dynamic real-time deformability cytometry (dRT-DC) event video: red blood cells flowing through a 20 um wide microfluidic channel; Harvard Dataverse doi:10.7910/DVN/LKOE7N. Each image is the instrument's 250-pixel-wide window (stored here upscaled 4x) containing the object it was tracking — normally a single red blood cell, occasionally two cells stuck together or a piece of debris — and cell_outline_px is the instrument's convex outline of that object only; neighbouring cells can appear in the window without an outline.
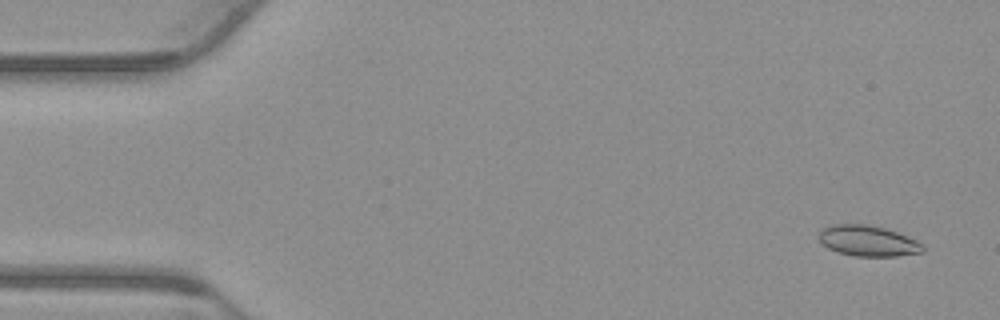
{"species": "common noctule bat (a hibernating species)", "species_latin": "Nyctalus noctula", "temperature_condition": "warm", "stored_images_in_passage": 54, "camera_frame_rate_fps": 3000, "um_per_image_px": 0.085, "animal": {"sex": "male", "body_mass_g": 23.1, "forearm_length_mm": 52.7}, "frame": {"image": 1, "passage_image": 3, "time_ms": 0.667, "image_size_px": [1000, 320], "cell_outline_px": [[924, 252], [896, 256], [852, 256], [836, 252], [820, 244], [820, 228], [832, 224], [868, 224], [884, 228], [896, 232], [916, 240], [924, 244]], "centroid_in_image_um": [73.75, 20.48], "position_along_channel_um": 11.3, "area_um2": 18.79}}
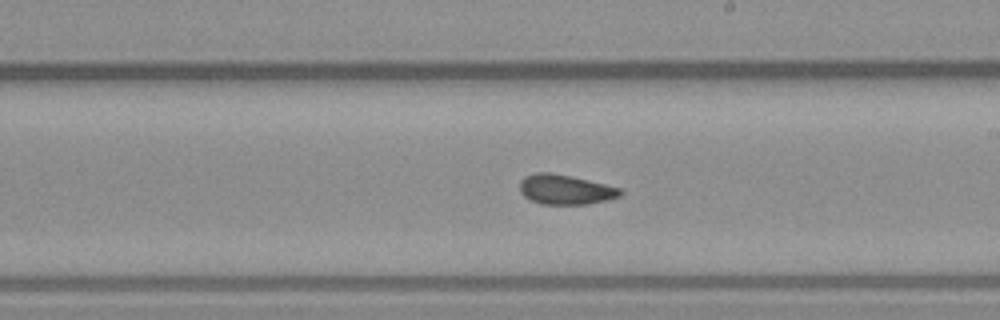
{"frame": {"image": 2, "passage_image": 31, "time_ms": 10.0, "image_size_px": [1000, 320], "cell_outline_px": [[624, 192], [620, 196], [588, 204], [540, 204], [524, 196], [520, 192], [520, 180], [524, 176], [536, 172], [552, 172], [572, 176], [620, 188]], "centroid_in_image_um": [48.02, 16.1], "position_along_channel_um": 241.0, "area_um2": 17.46}}
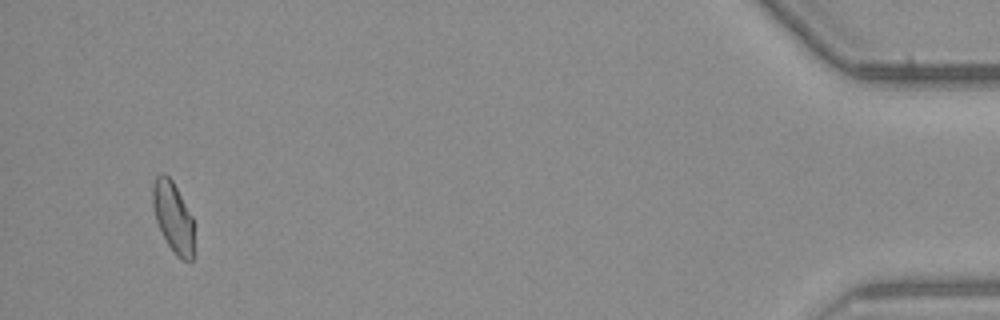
{"frame": {"image": 3, "passage_image": 52, "time_ms": 17.0, "image_size_px": [1000, 320], "cell_outline_px": [[196, 256], [192, 260], [184, 260], [176, 256], [168, 244], [156, 220], [152, 204], [152, 184], [156, 176], [164, 172], [172, 180], [192, 216]], "centroid_in_image_um": [14.74, 18.48], "position_along_channel_um": 420.5, "area_um2": 17.22}, "authors_computed_cell_mechanics": {"area_um2": 17.8313, "velocity_mm_per_s": 3.7863, "shape_relaxation_time_tau1_ms": null, "shape_relaxation_time_tau2_ms": 1.63, "deformation_change_tau1": null, "deformation_change_tau2": 0.0543}}